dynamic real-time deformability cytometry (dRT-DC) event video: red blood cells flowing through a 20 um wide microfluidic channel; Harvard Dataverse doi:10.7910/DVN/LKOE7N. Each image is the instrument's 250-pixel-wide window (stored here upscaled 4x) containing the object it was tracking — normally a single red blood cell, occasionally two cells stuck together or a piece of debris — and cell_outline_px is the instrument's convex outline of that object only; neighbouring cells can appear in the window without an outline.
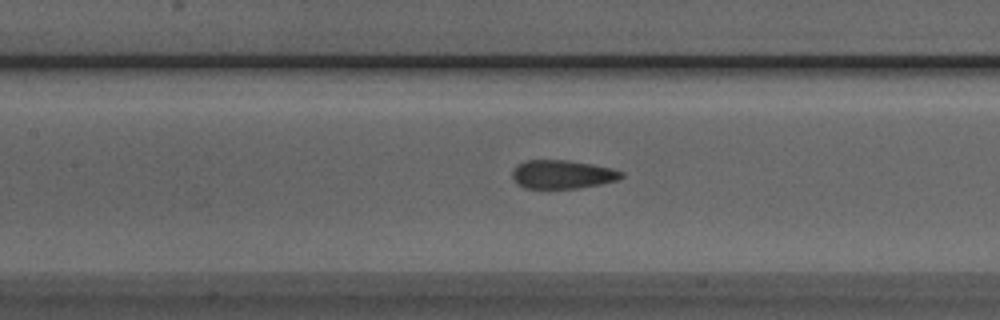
{"species": "Egyptian fruit bat (a non-hibernating species)", "species_latin": "Rousettus aegyptiacus", "temperature_condition": "room temperature", "stored_images_in_passage": 33, "camera_frame_rate_fps": 3000, "um_per_image_px": 0.085, "animal": {"sex": "male"}, "frame": {"image": 1, "passage_image": 13, "time_ms": 4.0, "image_size_px": [1000, 320], "cell_outline_px": [[624, 176], [616, 180], [600, 184], [580, 188], [524, 188], [516, 184], [512, 176], [512, 172], [516, 164], [528, 160], [568, 160], [592, 164], [612, 168], [624, 172]], "centroid_in_image_um": [47.78, 14.82], "position_along_channel_um": 159.6, "area_um2": 18.26}}
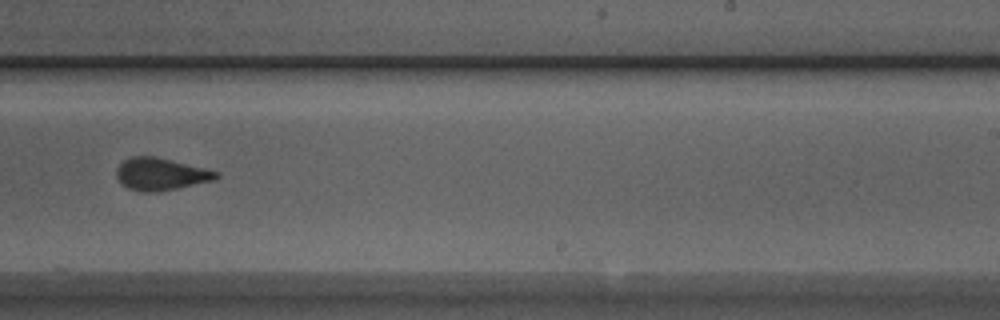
{"frame": {"image": 2, "passage_image": 22, "time_ms": 7.0, "image_size_px": [1000, 320], "cell_outline_px": [[220, 176], [212, 180], [160, 192], [140, 192], [128, 188], [120, 184], [116, 176], [116, 168], [124, 160], [132, 156], [156, 156], [220, 172]], "centroid_in_image_um": [13.62, 14.8], "position_along_channel_um": 275.4, "area_um2": 18.84}}
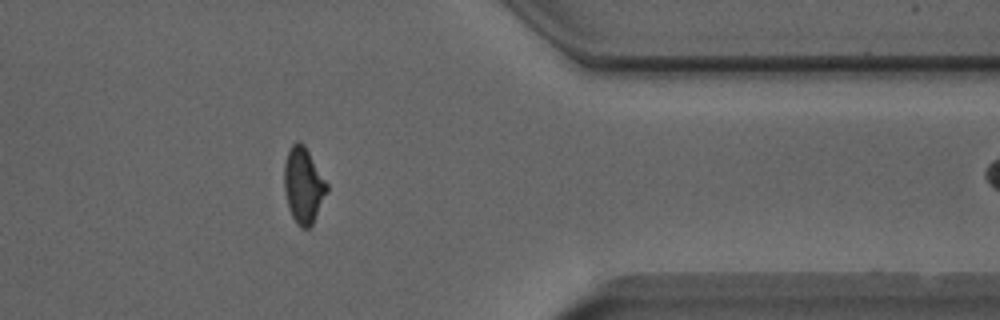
{"frame": {"image": 3, "passage_image": 32, "time_ms": 10.333, "image_size_px": [1000, 320], "cell_outline_px": [[328, 192], [312, 224], [308, 228], [300, 228], [296, 224], [288, 208], [284, 188], [284, 164], [288, 152], [292, 144], [296, 140], [300, 140], [304, 144], [328, 184]], "centroid_in_image_um": [25.79, 15.75], "position_along_channel_um": 385.6, "area_um2": 18.96}}